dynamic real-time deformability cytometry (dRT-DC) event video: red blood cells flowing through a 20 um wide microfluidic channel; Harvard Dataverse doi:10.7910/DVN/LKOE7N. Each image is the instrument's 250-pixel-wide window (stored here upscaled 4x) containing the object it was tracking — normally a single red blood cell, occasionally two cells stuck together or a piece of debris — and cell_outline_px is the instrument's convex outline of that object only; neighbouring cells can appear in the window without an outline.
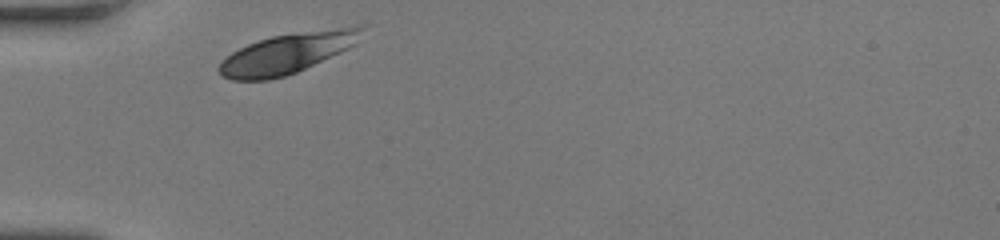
{"species": "human", "species_latin": "Homo sapiens", "temperature_condition": "room temperature", "stored_images_in_passage": 28, "camera_frame_rate_fps": 3000, "um_per_image_px": 0.085, "donor": {"sex": "female"}, "frame": {"image": 1, "passage_image": 1, "time_ms": 0.0, "image_size_px": [1000, 240], "cell_outline_px": [[364, 28], [356, 44], [340, 52], [296, 72], [284, 76], [268, 80], [232, 80], [224, 76], [216, 68], [232, 52], [248, 44], [272, 36], [356, 24], [364, 24]], "centroid_in_image_um": [24.47, 4.5], "position_along_channel_um": 60.5, "area_um2": 33.23}}
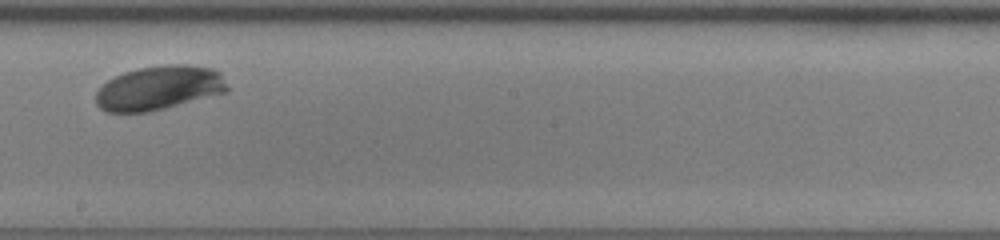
{"frame": {"image": 2, "passage_image": 16, "time_ms": 5.0, "image_size_px": [1000, 240], "cell_outline_px": [[228, 92], [148, 112], [104, 112], [96, 104], [96, 92], [108, 80], [124, 72], [140, 68], [168, 64], [188, 64], [212, 68], [220, 72], [228, 88]], "centroid_in_image_um": [13.53, 7.47], "position_along_channel_um": 234.7, "area_um2": 33.76}}
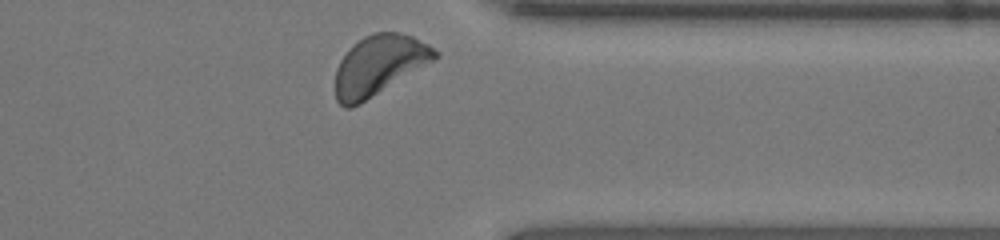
{"frame": {"image": 3, "passage_image": 28, "time_ms": 9.0, "image_size_px": [1000, 240], "cell_outline_px": [[440, 56], [436, 60], [360, 104], [352, 108], [344, 108], [336, 100], [336, 68], [340, 60], [364, 36], [372, 32], [396, 32], [412, 36], [428, 44], [440, 52]], "centroid_in_image_um": [32.26, 5.56], "position_along_channel_um": 379.1, "area_um2": 34.68}, "authors_computed_cell_mechanics": {"area_um2": 33.4951, "velocity_mm_per_s": 3.6596, "shape_relaxation_time_tau1_ms": 2.8434, "shape_relaxation_time_tau2_ms": null, "deformation_change_tau1": 0.1301, "deformation_change_tau2": null}}